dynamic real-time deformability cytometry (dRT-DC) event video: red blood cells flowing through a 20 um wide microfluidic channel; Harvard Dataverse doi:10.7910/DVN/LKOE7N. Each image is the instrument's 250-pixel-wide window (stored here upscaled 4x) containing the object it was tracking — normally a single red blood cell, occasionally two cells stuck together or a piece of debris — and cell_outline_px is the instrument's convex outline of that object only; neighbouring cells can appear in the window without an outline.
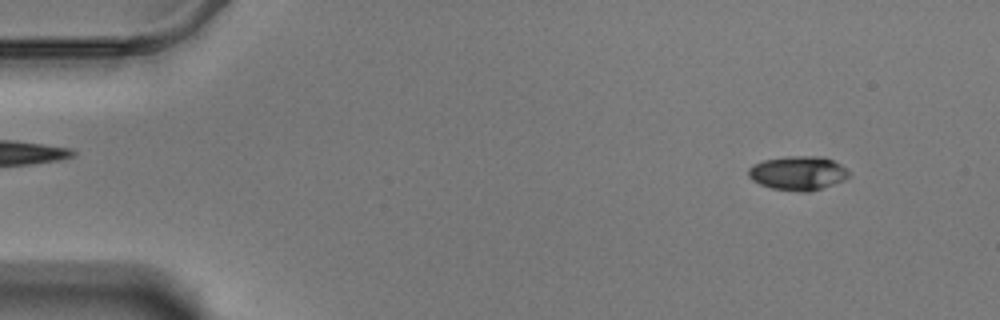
{"species": "Egyptian fruit bat (a non-hibernating species)", "species_latin": "Rousettus aegyptiacus", "temperature_condition": "warm", "stored_images_in_passage": 58, "camera_frame_rate_fps": 3000, "um_per_image_px": 0.085, "animal": {"sex": "male"}, "frame": {"image": 1, "passage_image": 5, "time_ms": 1.333, "image_size_px": [1000, 320], "cell_outline_px": [[848, 176], [844, 180], [808, 192], [800, 192], [772, 188], [760, 184], [752, 180], [748, 176], [748, 168], [752, 164], [764, 160], [788, 156], [824, 156], [840, 164], [848, 172]], "centroid_in_image_um": [67.79, 14.7], "position_along_channel_um": 17.2, "area_um2": 19.83}}
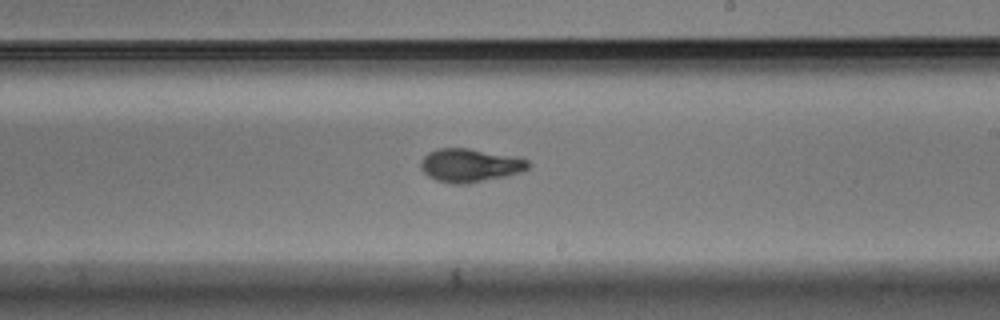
{"frame": {"image": 2, "passage_image": 34, "time_ms": 11.0, "image_size_px": [1000, 320], "cell_outline_px": [[532, 164], [524, 172], [468, 184], [452, 184], [436, 180], [428, 176], [420, 168], [420, 160], [428, 152], [436, 148], [468, 148], [520, 156], [528, 160]], "centroid_in_image_um": [39.98, 14.04], "position_along_channel_um": 249.0, "area_um2": 21.44}}
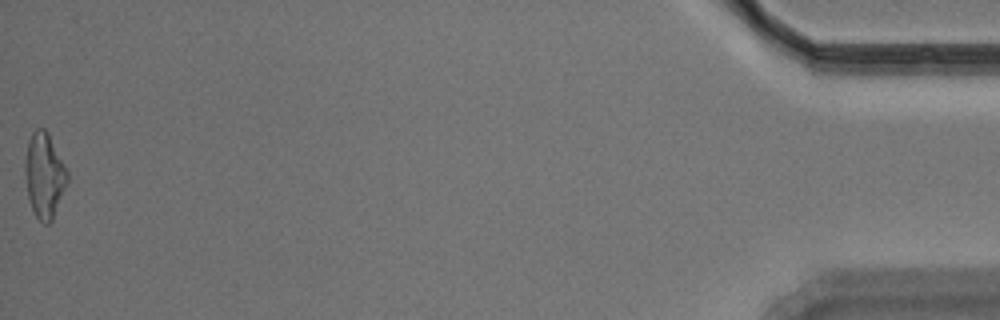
{"frame": {"image": 3, "passage_image": 58, "time_ms": 19.0, "image_size_px": [1000, 320], "cell_outline_px": [[68, 180], [52, 220], [48, 224], [44, 224], [36, 216], [32, 208], [28, 196], [24, 172], [24, 160], [28, 140], [32, 132], [36, 128], [44, 128], [48, 132], [68, 172]], "centroid_in_image_um": [3.75, 14.87], "position_along_channel_um": 431.5, "area_um2": 20.87}, "authors_computed_cell_mechanics": {"area_um2": 19.8543, "velocity_mm_per_s": 3.4759, "shape_relaxation_time_tau1_ms": 3.9132, "shape_relaxation_time_tau2_ms": 2.1558, "deformation_change_tau1": 0.1717, "deformation_change_tau2": 0.089}}